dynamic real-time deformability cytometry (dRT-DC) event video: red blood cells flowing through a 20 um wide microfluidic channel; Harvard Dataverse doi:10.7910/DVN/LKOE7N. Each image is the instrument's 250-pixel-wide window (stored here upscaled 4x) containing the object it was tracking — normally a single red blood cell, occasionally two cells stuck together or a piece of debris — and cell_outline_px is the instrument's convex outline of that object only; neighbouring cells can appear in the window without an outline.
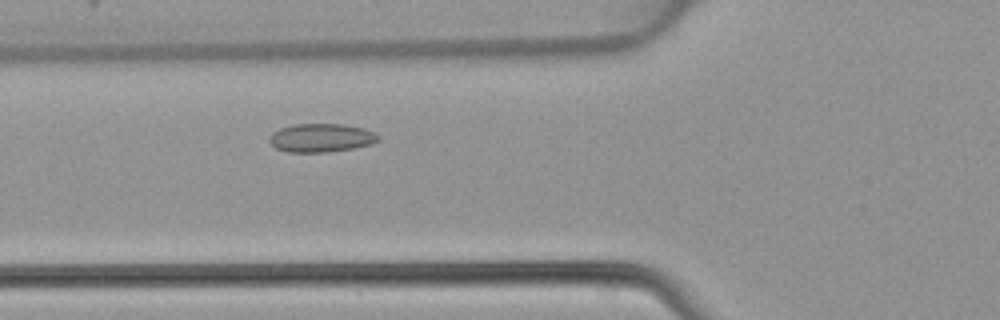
{"species": "common noctule bat (a hibernating species)", "species_latin": "Nyctalus noctula", "temperature_condition": "warm", "stored_images_in_passage": 42, "segment_of_instrument_passage": [1, 2], "camera_frame_rate_fps": 3000, "um_per_image_px": 0.085, "animal": {"sex": "female", "body_mass_g": 22.7, "forearm_length_mm": 54.2}, "frame": {"image": 1, "passage_image": 11, "time_ms": 3.333, "image_size_px": [1000, 320], "cell_outline_px": [[380, 140], [372, 144], [352, 148], [328, 152], [288, 152], [276, 148], [268, 140], [272, 132], [280, 128], [292, 124], [344, 124], [364, 128], [380, 136]], "centroid_in_image_um": [27.3, 11.71], "position_along_channel_um": 98.5, "area_um2": 18.15}}
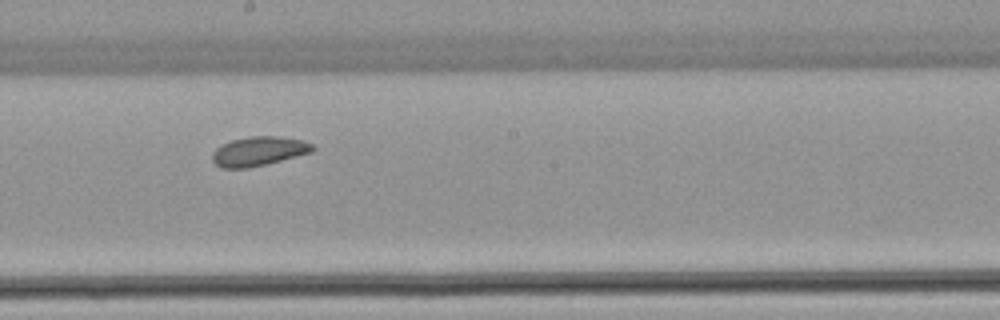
{"frame": {"image": 2, "passage_image": 20, "time_ms": 6.333, "image_size_px": [1000, 320], "cell_outline_px": [[316, 148], [312, 152], [248, 168], [220, 168], [212, 160], [212, 152], [216, 148], [232, 140], [248, 136], [280, 136], [304, 140], [312, 144]], "centroid_in_image_um": [21.99, 12.84], "position_along_channel_um": 226.2, "area_um2": 17.05}}
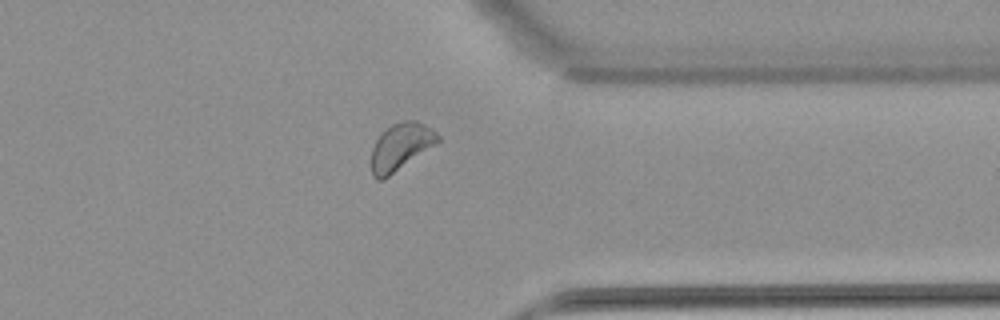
{"frame": {"image": 3, "passage_image": 31, "time_ms": 10.0, "image_size_px": [1000, 320], "cell_outline_px": [[440, 140], [384, 180], [376, 180], [372, 176], [372, 148], [376, 140], [392, 124], [404, 120], [416, 120], [432, 128], [440, 136]], "centroid_in_image_um": [34.06, 12.48], "position_along_channel_um": 377.3, "area_um2": 17.92}}